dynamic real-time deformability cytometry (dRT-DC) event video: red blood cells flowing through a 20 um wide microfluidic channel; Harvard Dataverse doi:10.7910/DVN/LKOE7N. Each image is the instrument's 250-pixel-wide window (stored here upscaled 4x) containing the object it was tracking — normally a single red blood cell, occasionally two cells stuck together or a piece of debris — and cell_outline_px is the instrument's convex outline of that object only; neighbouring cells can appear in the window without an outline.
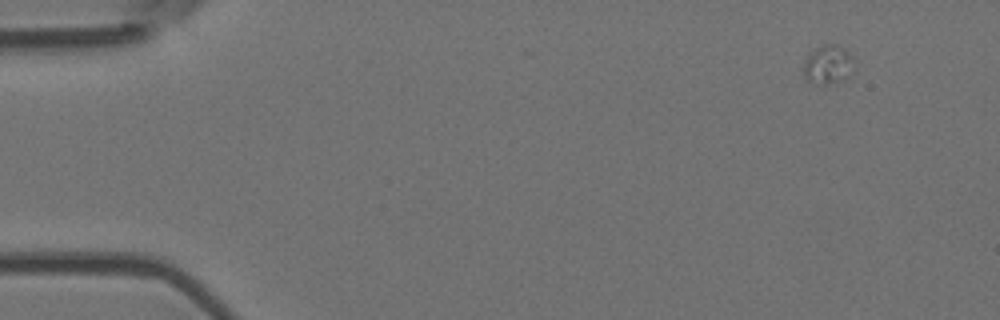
{"species": "Egyptian fruit bat (a non-hibernating species)", "species_latin": "Rousettus aegyptiacus", "temperature_condition": "room temperature", "stored_images_in_passage": 6, "camera_frame_rate_fps": 3000, "um_per_image_px": 0.085, "animal": {"sex": "female"}, "frame": {"image": 1, "passage_image": 1, "time_ms": 0.0, "image_size_px": [1000, 320], "cell_outline_px": [[852, 72], [848, 76], [840, 80], [824, 84], [816, 84], [808, 80], [804, 76], [804, 64], [812, 48], [820, 44], [836, 44], [844, 48], [852, 56]], "centroid_in_image_um": [70.36, 5.45], "position_along_channel_um": 14.6, "area_um2": 11.33}}